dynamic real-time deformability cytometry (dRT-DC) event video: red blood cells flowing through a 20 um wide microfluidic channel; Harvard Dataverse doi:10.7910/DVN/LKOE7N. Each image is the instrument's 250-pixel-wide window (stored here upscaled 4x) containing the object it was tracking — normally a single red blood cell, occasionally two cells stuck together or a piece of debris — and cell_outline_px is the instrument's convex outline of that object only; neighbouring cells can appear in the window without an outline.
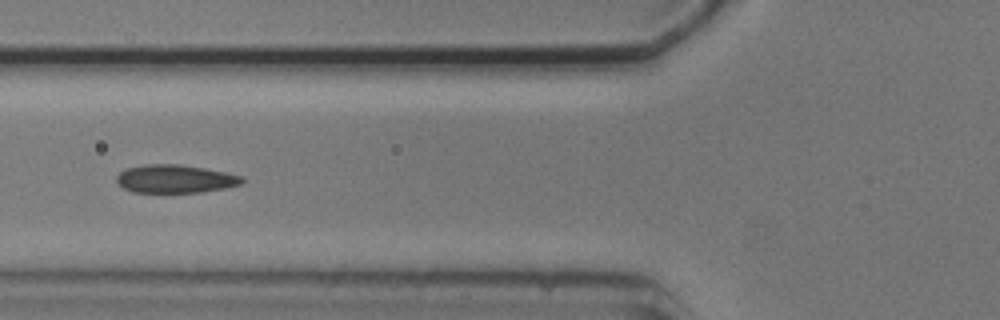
{"species": "common noctule bat (a hibernating species)", "species_latin": "Nyctalus noctula", "temperature_condition": "cold", "stored_images_in_passage": 8, "camera_frame_rate_fps": 3000, "um_per_image_px": 0.085, "animal": {"sex": "male", "body_mass_g": 20.5, "forearm_length_mm": 52.5}, "frame": {"image": 1, "passage_image": 6, "time_ms": 5.667, "image_size_px": [1000, 320], "cell_outline_px": [[244, 180], [240, 184], [224, 188], [200, 192], [164, 196], [132, 192], [124, 188], [116, 180], [116, 176], [120, 172], [128, 168], [144, 164], [180, 164], [204, 168], [224, 172], [240, 176]], "centroid_in_image_um": [14.82, 15.25], "position_along_channel_um": 111.0, "area_um2": 21.33}}
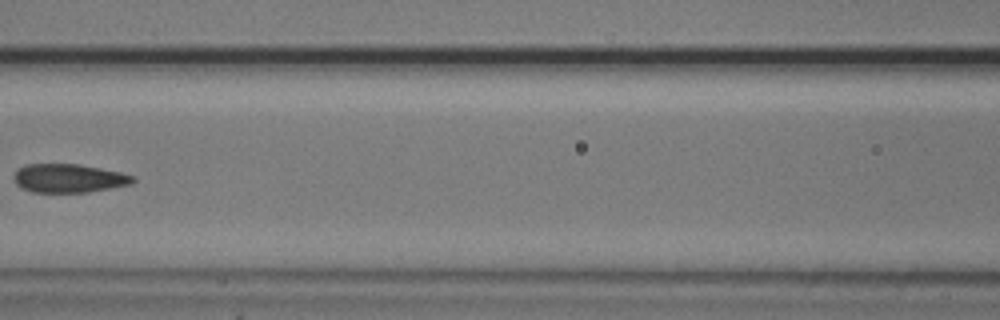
{"frame": {"image": 2, "passage_image": 7, "time_ms": 7.0, "image_size_px": [1000, 320], "cell_outline_px": [[136, 180], [132, 184], [88, 192], [32, 192], [20, 188], [16, 184], [12, 176], [24, 164], [80, 164], [120, 172], [136, 176]], "centroid_in_image_um": [5.85, 15.15], "position_along_channel_um": 160.8, "area_um2": 20.0}}